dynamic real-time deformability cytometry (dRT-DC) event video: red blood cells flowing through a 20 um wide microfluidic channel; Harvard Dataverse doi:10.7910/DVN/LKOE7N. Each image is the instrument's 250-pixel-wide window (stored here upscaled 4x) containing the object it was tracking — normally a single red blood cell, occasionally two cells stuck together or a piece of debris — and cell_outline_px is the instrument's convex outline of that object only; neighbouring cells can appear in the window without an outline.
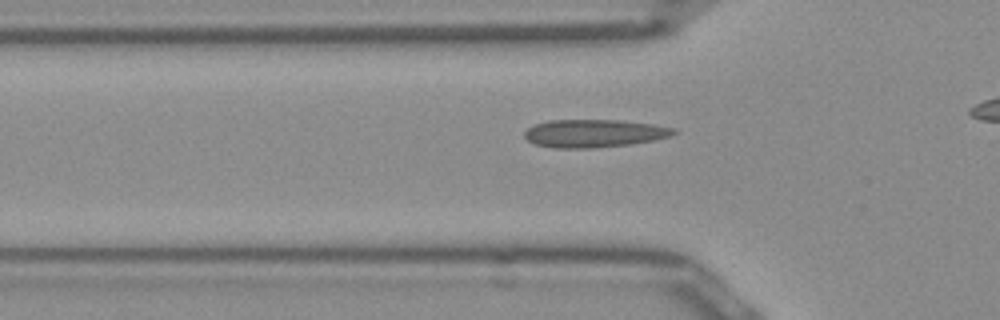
{"species": "Egyptian fruit bat (a non-hibernating species)", "species_latin": "Rousettus aegyptiacus", "temperature_condition": "room temperature", "stored_images_in_passage": 36, "camera_frame_rate_fps": 3000, "um_per_image_px": 0.085, "frame": {"image": 1, "passage_image": 11, "time_ms": 3.333, "image_size_px": [1000, 320], "cell_outline_px": [[676, 132], [668, 136], [652, 140], [628, 144], [592, 148], [552, 148], [536, 144], [528, 140], [524, 136], [524, 132], [528, 128], [536, 124], [548, 120], [620, 120], [652, 124], [672, 128]], "centroid_in_image_um": [50.43, 11.33], "position_along_channel_um": 75.4, "area_um2": 23.93}}
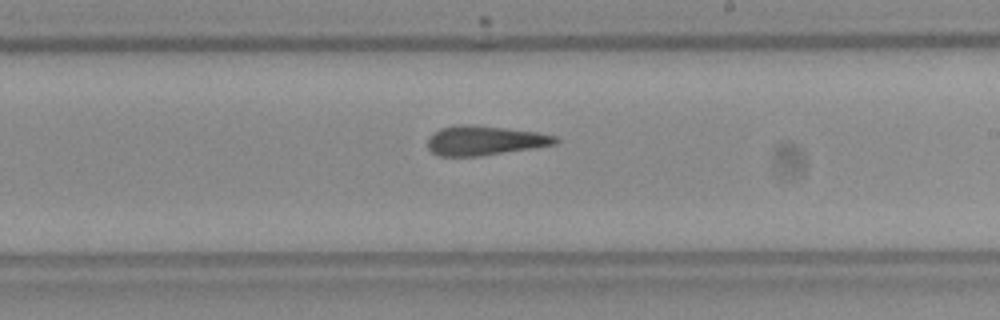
{"frame": {"image": 2, "passage_image": 24, "time_ms": 7.667, "image_size_px": [1000, 320], "cell_outline_px": [[560, 140], [556, 144], [532, 148], [480, 156], [440, 156], [432, 152], [428, 148], [428, 136], [432, 132], [440, 128], [456, 124], [472, 124], [536, 132], [556, 136]], "centroid_in_image_um": [41.15, 11.93], "position_along_channel_um": 247.8, "area_um2": 22.02}}
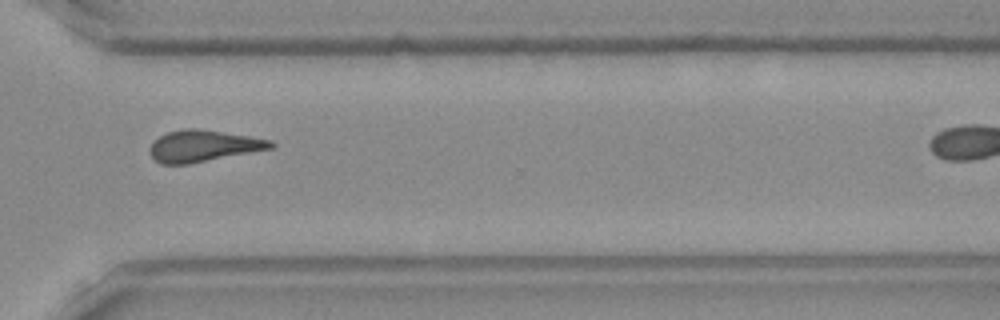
{"frame": {"image": 3, "passage_image": 32, "time_ms": 10.333, "image_size_px": [1000, 320], "cell_outline_px": [[276, 148], [188, 164], [160, 164], [148, 152], [148, 148], [160, 136], [168, 132], [184, 128], [196, 128], [224, 132], [272, 140], [276, 144]], "centroid_in_image_um": [17.31, 12.41], "position_along_channel_um": 353.3, "area_um2": 22.31}}